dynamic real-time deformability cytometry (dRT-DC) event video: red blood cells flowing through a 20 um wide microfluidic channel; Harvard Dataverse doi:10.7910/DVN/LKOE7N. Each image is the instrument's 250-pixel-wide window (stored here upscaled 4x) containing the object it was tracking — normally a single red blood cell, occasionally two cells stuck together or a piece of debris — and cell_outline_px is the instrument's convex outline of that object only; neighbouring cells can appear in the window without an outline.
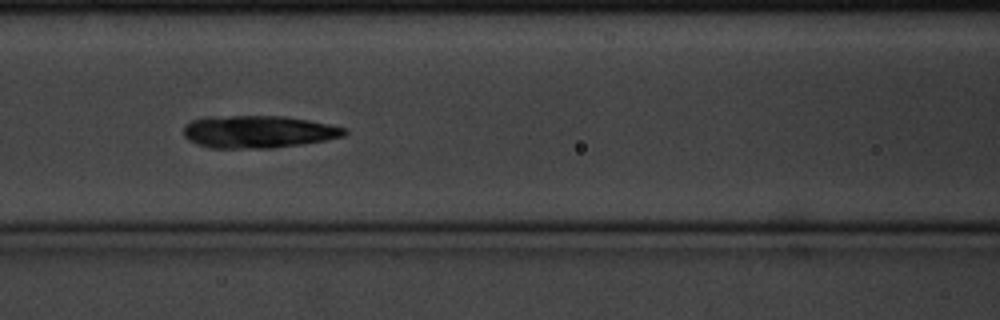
{"species": "common noctule bat (a hibernating species)", "species_latin": "Nyctalus noctula", "temperature_condition": "cold", "stored_images_in_passage": 16, "camera_frame_rate_fps": 3000, "um_per_image_px": 0.085, "animal": {"sex": "male", "body_mass_g": 20.1, "forearm_length_mm": 53.5}, "frame": {"image": 1, "passage_image": 7, "time_ms": 2.0, "image_size_px": [1000, 320], "cell_outline_px": [[348, 132], [344, 136], [304, 144], [272, 148], [208, 148], [196, 144], [188, 140], [184, 136], [184, 124], [192, 120], [208, 116], [284, 116], [308, 120], [348, 128]], "centroid_in_image_um": [21.93, 11.2], "position_along_channel_um": 144.7, "area_um2": 30.69}}
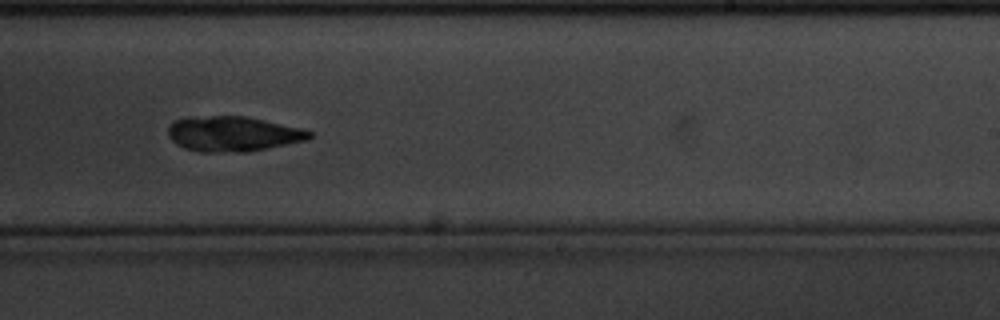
{"frame": {"image": 2, "passage_image": 10, "time_ms": 3.0, "image_size_px": [1000, 320], "cell_outline_px": [[312, 136], [308, 140], [248, 152], [200, 152], [184, 148], [176, 144], [168, 136], [168, 124], [176, 120], [188, 116], [244, 116], [264, 120], [300, 128], [312, 132]], "centroid_in_image_um": [19.76, 11.38], "position_along_channel_um": 269.2, "area_um2": 29.07}}